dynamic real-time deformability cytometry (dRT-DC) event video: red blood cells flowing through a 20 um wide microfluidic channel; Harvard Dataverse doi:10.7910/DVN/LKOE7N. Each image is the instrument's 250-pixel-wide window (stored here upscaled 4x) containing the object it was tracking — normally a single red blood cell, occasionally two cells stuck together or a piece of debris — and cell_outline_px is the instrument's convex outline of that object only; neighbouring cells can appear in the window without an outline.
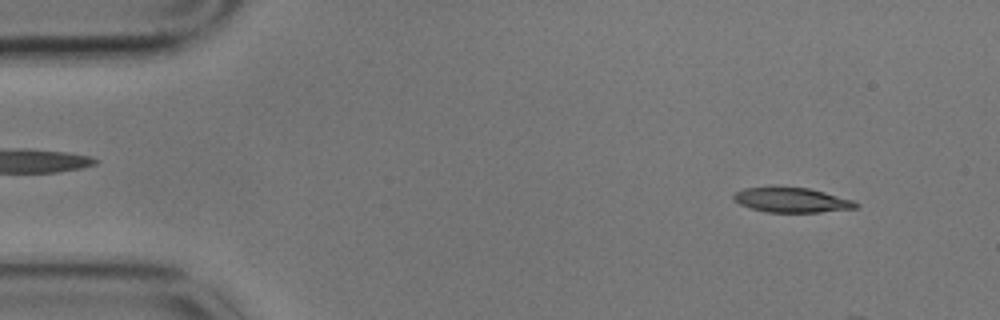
{"species": "common noctule bat (a hibernating species)", "species_latin": "Nyctalus noctula", "temperature_condition": "cold", "stored_images_in_passage": 8, "camera_frame_rate_fps": 3000, "um_per_image_px": 0.085, "animal": {"sex": "male", "body_mass_g": 17.9}, "frame": {"image": 1, "passage_image": 5, "time_ms": 1.333, "image_size_px": [1000, 320], "cell_outline_px": [[860, 204], [856, 208], [820, 212], [768, 212], [752, 208], [740, 204], [732, 200], [732, 196], [736, 192], [744, 188], [808, 188], [824, 192], [852, 200]], "centroid_in_image_um": [67.3, 17.02], "position_along_channel_um": 17.7, "area_um2": 17.22}}